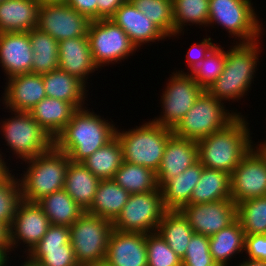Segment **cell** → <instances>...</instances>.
Instances as JSON below:
<instances>
[{"mask_svg": "<svg viewBox=\"0 0 266 266\" xmlns=\"http://www.w3.org/2000/svg\"><path fill=\"white\" fill-rule=\"evenodd\" d=\"M9 256H7L1 249H0V266H8L9 263Z\"/></svg>", "mask_w": 266, "mask_h": 266, "instance_id": "54", "label": "cell"}, {"mask_svg": "<svg viewBox=\"0 0 266 266\" xmlns=\"http://www.w3.org/2000/svg\"><path fill=\"white\" fill-rule=\"evenodd\" d=\"M230 193L236 205L248 199L266 196V160L254 146L230 175Z\"/></svg>", "mask_w": 266, "mask_h": 266, "instance_id": "13", "label": "cell"}, {"mask_svg": "<svg viewBox=\"0 0 266 266\" xmlns=\"http://www.w3.org/2000/svg\"><path fill=\"white\" fill-rule=\"evenodd\" d=\"M70 243L79 265L105 260L112 222L86 211L69 227Z\"/></svg>", "mask_w": 266, "mask_h": 266, "instance_id": "10", "label": "cell"}, {"mask_svg": "<svg viewBox=\"0 0 266 266\" xmlns=\"http://www.w3.org/2000/svg\"><path fill=\"white\" fill-rule=\"evenodd\" d=\"M173 18V37L181 33L184 35V26H190L191 23L207 27L209 0H173Z\"/></svg>", "mask_w": 266, "mask_h": 266, "instance_id": "37", "label": "cell"}, {"mask_svg": "<svg viewBox=\"0 0 266 266\" xmlns=\"http://www.w3.org/2000/svg\"><path fill=\"white\" fill-rule=\"evenodd\" d=\"M231 199L230 174L203 167L200 180L192 191L190 204Z\"/></svg>", "mask_w": 266, "mask_h": 266, "instance_id": "31", "label": "cell"}, {"mask_svg": "<svg viewBox=\"0 0 266 266\" xmlns=\"http://www.w3.org/2000/svg\"><path fill=\"white\" fill-rule=\"evenodd\" d=\"M105 261L109 266H147L146 234L113 229Z\"/></svg>", "mask_w": 266, "mask_h": 266, "instance_id": "19", "label": "cell"}, {"mask_svg": "<svg viewBox=\"0 0 266 266\" xmlns=\"http://www.w3.org/2000/svg\"><path fill=\"white\" fill-rule=\"evenodd\" d=\"M244 252L249 260L266 261V234L245 235Z\"/></svg>", "mask_w": 266, "mask_h": 266, "instance_id": "44", "label": "cell"}, {"mask_svg": "<svg viewBox=\"0 0 266 266\" xmlns=\"http://www.w3.org/2000/svg\"><path fill=\"white\" fill-rule=\"evenodd\" d=\"M27 258L24 263L21 264V266H42L39 262L33 260L30 256L26 254Z\"/></svg>", "mask_w": 266, "mask_h": 266, "instance_id": "52", "label": "cell"}, {"mask_svg": "<svg viewBox=\"0 0 266 266\" xmlns=\"http://www.w3.org/2000/svg\"><path fill=\"white\" fill-rule=\"evenodd\" d=\"M87 38L98 69L107 64L121 62L137 50L127 33L111 19L91 21Z\"/></svg>", "mask_w": 266, "mask_h": 266, "instance_id": "11", "label": "cell"}, {"mask_svg": "<svg viewBox=\"0 0 266 266\" xmlns=\"http://www.w3.org/2000/svg\"><path fill=\"white\" fill-rule=\"evenodd\" d=\"M77 110L72 103L52 97H45L29 113L55 139Z\"/></svg>", "mask_w": 266, "mask_h": 266, "instance_id": "26", "label": "cell"}, {"mask_svg": "<svg viewBox=\"0 0 266 266\" xmlns=\"http://www.w3.org/2000/svg\"><path fill=\"white\" fill-rule=\"evenodd\" d=\"M202 169V164L197 161L161 187L163 203L167 210H180L190 204L192 191L200 180Z\"/></svg>", "mask_w": 266, "mask_h": 266, "instance_id": "27", "label": "cell"}, {"mask_svg": "<svg viewBox=\"0 0 266 266\" xmlns=\"http://www.w3.org/2000/svg\"><path fill=\"white\" fill-rule=\"evenodd\" d=\"M146 248L147 266H182V260L157 231L146 234Z\"/></svg>", "mask_w": 266, "mask_h": 266, "instance_id": "42", "label": "cell"}, {"mask_svg": "<svg viewBox=\"0 0 266 266\" xmlns=\"http://www.w3.org/2000/svg\"><path fill=\"white\" fill-rule=\"evenodd\" d=\"M157 232L180 259L185 255L194 230L179 210H168L160 221Z\"/></svg>", "mask_w": 266, "mask_h": 266, "instance_id": "32", "label": "cell"}, {"mask_svg": "<svg viewBox=\"0 0 266 266\" xmlns=\"http://www.w3.org/2000/svg\"><path fill=\"white\" fill-rule=\"evenodd\" d=\"M109 19L127 33L131 42L137 49L143 44L168 38V36L139 11L130 0H126Z\"/></svg>", "mask_w": 266, "mask_h": 266, "instance_id": "20", "label": "cell"}, {"mask_svg": "<svg viewBox=\"0 0 266 266\" xmlns=\"http://www.w3.org/2000/svg\"><path fill=\"white\" fill-rule=\"evenodd\" d=\"M226 50V62L222 74L206 90L220 101L239 100L245 96L257 71L260 41L239 43L235 41Z\"/></svg>", "mask_w": 266, "mask_h": 266, "instance_id": "3", "label": "cell"}, {"mask_svg": "<svg viewBox=\"0 0 266 266\" xmlns=\"http://www.w3.org/2000/svg\"><path fill=\"white\" fill-rule=\"evenodd\" d=\"M40 5L43 4H66L68 0H37Z\"/></svg>", "mask_w": 266, "mask_h": 266, "instance_id": "53", "label": "cell"}, {"mask_svg": "<svg viewBox=\"0 0 266 266\" xmlns=\"http://www.w3.org/2000/svg\"><path fill=\"white\" fill-rule=\"evenodd\" d=\"M182 260V266H210L215 263L210 253L209 236L194 233Z\"/></svg>", "mask_w": 266, "mask_h": 266, "instance_id": "43", "label": "cell"}, {"mask_svg": "<svg viewBox=\"0 0 266 266\" xmlns=\"http://www.w3.org/2000/svg\"><path fill=\"white\" fill-rule=\"evenodd\" d=\"M67 5L75 9L90 21L98 20V6L96 0H68Z\"/></svg>", "mask_w": 266, "mask_h": 266, "instance_id": "46", "label": "cell"}, {"mask_svg": "<svg viewBox=\"0 0 266 266\" xmlns=\"http://www.w3.org/2000/svg\"><path fill=\"white\" fill-rule=\"evenodd\" d=\"M194 230L212 236L237 219V205L232 199L199 204H187L179 210Z\"/></svg>", "mask_w": 266, "mask_h": 266, "instance_id": "15", "label": "cell"}, {"mask_svg": "<svg viewBox=\"0 0 266 266\" xmlns=\"http://www.w3.org/2000/svg\"><path fill=\"white\" fill-rule=\"evenodd\" d=\"M226 105L204 90L179 124L173 134L193 141H199L213 132L225 128L240 112L225 109ZM233 111V112H232Z\"/></svg>", "mask_w": 266, "mask_h": 266, "instance_id": "6", "label": "cell"}, {"mask_svg": "<svg viewBox=\"0 0 266 266\" xmlns=\"http://www.w3.org/2000/svg\"><path fill=\"white\" fill-rule=\"evenodd\" d=\"M251 1L209 0L207 26H212V24L221 25L229 35L238 39L239 43L261 40L260 37L264 35L262 34L264 28H262V23L259 22V17L254 11Z\"/></svg>", "mask_w": 266, "mask_h": 266, "instance_id": "7", "label": "cell"}, {"mask_svg": "<svg viewBox=\"0 0 266 266\" xmlns=\"http://www.w3.org/2000/svg\"><path fill=\"white\" fill-rule=\"evenodd\" d=\"M15 174L8 173L0 180V223L9 229L13 223L19 204L23 201L21 184Z\"/></svg>", "mask_w": 266, "mask_h": 266, "instance_id": "41", "label": "cell"}, {"mask_svg": "<svg viewBox=\"0 0 266 266\" xmlns=\"http://www.w3.org/2000/svg\"><path fill=\"white\" fill-rule=\"evenodd\" d=\"M2 154L0 153V180L3 179L9 172L13 170H9V167L6 166L7 162L4 161L5 158H2Z\"/></svg>", "mask_w": 266, "mask_h": 266, "instance_id": "49", "label": "cell"}, {"mask_svg": "<svg viewBox=\"0 0 266 266\" xmlns=\"http://www.w3.org/2000/svg\"><path fill=\"white\" fill-rule=\"evenodd\" d=\"M28 256L42 266H79L70 243V228L64 225L51 224Z\"/></svg>", "mask_w": 266, "mask_h": 266, "instance_id": "17", "label": "cell"}, {"mask_svg": "<svg viewBox=\"0 0 266 266\" xmlns=\"http://www.w3.org/2000/svg\"><path fill=\"white\" fill-rule=\"evenodd\" d=\"M173 135V130L163 127L152 121L129 131L116 129L123 151V161L144 166L157 172L168 139Z\"/></svg>", "mask_w": 266, "mask_h": 266, "instance_id": "5", "label": "cell"}, {"mask_svg": "<svg viewBox=\"0 0 266 266\" xmlns=\"http://www.w3.org/2000/svg\"><path fill=\"white\" fill-rule=\"evenodd\" d=\"M223 48L216 44L206 57L189 71L190 73L187 72L203 90H207L224 70L226 51Z\"/></svg>", "mask_w": 266, "mask_h": 266, "instance_id": "39", "label": "cell"}, {"mask_svg": "<svg viewBox=\"0 0 266 266\" xmlns=\"http://www.w3.org/2000/svg\"><path fill=\"white\" fill-rule=\"evenodd\" d=\"M130 194L158 190L156 172L144 166L123 162L112 178Z\"/></svg>", "mask_w": 266, "mask_h": 266, "instance_id": "36", "label": "cell"}, {"mask_svg": "<svg viewBox=\"0 0 266 266\" xmlns=\"http://www.w3.org/2000/svg\"><path fill=\"white\" fill-rule=\"evenodd\" d=\"M130 193L113 179L100 180L87 213L113 222L127 203Z\"/></svg>", "mask_w": 266, "mask_h": 266, "instance_id": "28", "label": "cell"}, {"mask_svg": "<svg viewBox=\"0 0 266 266\" xmlns=\"http://www.w3.org/2000/svg\"><path fill=\"white\" fill-rule=\"evenodd\" d=\"M50 225L48 217L37 203L22 201L10 227L11 249L15 251L14 248L23 242L22 244H27L23 252L28 255L46 234Z\"/></svg>", "mask_w": 266, "mask_h": 266, "instance_id": "16", "label": "cell"}, {"mask_svg": "<svg viewBox=\"0 0 266 266\" xmlns=\"http://www.w3.org/2000/svg\"><path fill=\"white\" fill-rule=\"evenodd\" d=\"M210 266H225V265H222V264H219V263H214L213 265H210Z\"/></svg>", "mask_w": 266, "mask_h": 266, "instance_id": "56", "label": "cell"}, {"mask_svg": "<svg viewBox=\"0 0 266 266\" xmlns=\"http://www.w3.org/2000/svg\"><path fill=\"white\" fill-rule=\"evenodd\" d=\"M99 181L81 162L70 160L63 189L87 211L93 203Z\"/></svg>", "mask_w": 266, "mask_h": 266, "instance_id": "29", "label": "cell"}, {"mask_svg": "<svg viewBox=\"0 0 266 266\" xmlns=\"http://www.w3.org/2000/svg\"><path fill=\"white\" fill-rule=\"evenodd\" d=\"M40 3L37 0L0 2V33L29 32L38 26Z\"/></svg>", "mask_w": 266, "mask_h": 266, "instance_id": "24", "label": "cell"}, {"mask_svg": "<svg viewBox=\"0 0 266 266\" xmlns=\"http://www.w3.org/2000/svg\"><path fill=\"white\" fill-rule=\"evenodd\" d=\"M237 219L245 235L266 234V196L237 204Z\"/></svg>", "mask_w": 266, "mask_h": 266, "instance_id": "38", "label": "cell"}, {"mask_svg": "<svg viewBox=\"0 0 266 266\" xmlns=\"http://www.w3.org/2000/svg\"><path fill=\"white\" fill-rule=\"evenodd\" d=\"M79 266H109V264L105 260H103L99 262L85 263Z\"/></svg>", "mask_w": 266, "mask_h": 266, "instance_id": "55", "label": "cell"}, {"mask_svg": "<svg viewBox=\"0 0 266 266\" xmlns=\"http://www.w3.org/2000/svg\"><path fill=\"white\" fill-rule=\"evenodd\" d=\"M211 40L213 39L210 36L208 38H203L200 43H194L192 47L189 48L186 54V61L190 67L188 70H191L197 64H199L210 52V50L216 45Z\"/></svg>", "mask_w": 266, "mask_h": 266, "instance_id": "45", "label": "cell"}, {"mask_svg": "<svg viewBox=\"0 0 266 266\" xmlns=\"http://www.w3.org/2000/svg\"><path fill=\"white\" fill-rule=\"evenodd\" d=\"M168 210L163 203L161 188L131 194L120 214L112 222L113 229L120 232L151 233Z\"/></svg>", "mask_w": 266, "mask_h": 266, "instance_id": "9", "label": "cell"}, {"mask_svg": "<svg viewBox=\"0 0 266 266\" xmlns=\"http://www.w3.org/2000/svg\"><path fill=\"white\" fill-rule=\"evenodd\" d=\"M169 78L160 100L163 115L151 121L173 130L204 90L182 70H176Z\"/></svg>", "mask_w": 266, "mask_h": 266, "instance_id": "12", "label": "cell"}, {"mask_svg": "<svg viewBox=\"0 0 266 266\" xmlns=\"http://www.w3.org/2000/svg\"><path fill=\"white\" fill-rule=\"evenodd\" d=\"M168 37L174 35L173 0H130Z\"/></svg>", "mask_w": 266, "mask_h": 266, "instance_id": "40", "label": "cell"}, {"mask_svg": "<svg viewBox=\"0 0 266 266\" xmlns=\"http://www.w3.org/2000/svg\"><path fill=\"white\" fill-rule=\"evenodd\" d=\"M10 112L14 116L0 122V132L15 157L25 161L47 152L54 146V139L29 112Z\"/></svg>", "mask_w": 266, "mask_h": 266, "instance_id": "8", "label": "cell"}, {"mask_svg": "<svg viewBox=\"0 0 266 266\" xmlns=\"http://www.w3.org/2000/svg\"><path fill=\"white\" fill-rule=\"evenodd\" d=\"M0 249L7 256L10 255L12 252L10 246V229L3 223H0Z\"/></svg>", "mask_w": 266, "mask_h": 266, "instance_id": "48", "label": "cell"}, {"mask_svg": "<svg viewBox=\"0 0 266 266\" xmlns=\"http://www.w3.org/2000/svg\"><path fill=\"white\" fill-rule=\"evenodd\" d=\"M246 120L243 115H238L225 128L197 141L198 161L203 167L232 174L253 147Z\"/></svg>", "mask_w": 266, "mask_h": 266, "instance_id": "2", "label": "cell"}, {"mask_svg": "<svg viewBox=\"0 0 266 266\" xmlns=\"http://www.w3.org/2000/svg\"><path fill=\"white\" fill-rule=\"evenodd\" d=\"M260 154L261 156L266 160V140L263 142H260V144H257L254 147Z\"/></svg>", "mask_w": 266, "mask_h": 266, "instance_id": "51", "label": "cell"}, {"mask_svg": "<svg viewBox=\"0 0 266 266\" xmlns=\"http://www.w3.org/2000/svg\"><path fill=\"white\" fill-rule=\"evenodd\" d=\"M37 204L52 225L70 227L85 212L64 189L43 197Z\"/></svg>", "mask_w": 266, "mask_h": 266, "instance_id": "33", "label": "cell"}, {"mask_svg": "<svg viewBox=\"0 0 266 266\" xmlns=\"http://www.w3.org/2000/svg\"><path fill=\"white\" fill-rule=\"evenodd\" d=\"M59 69L74 75L86 84L90 73L98 70L90 51L87 35L59 41Z\"/></svg>", "mask_w": 266, "mask_h": 266, "instance_id": "23", "label": "cell"}, {"mask_svg": "<svg viewBox=\"0 0 266 266\" xmlns=\"http://www.w3.org/2000/svg\"><path fill=\"white\" fill-rule=\"evenodd\" d=\"M236 266H266V261H257V260H249L245 259L242 261V263H239Z\"/></svg>", "mask_w": 266, "mask_h": 266, "instance_id": "50", "label": "cell"}, {"mask_svg": "<svg viewBox=\"0 0 266 266\" xmlns=\"http://www.w3.org/2000/svg\"><path fill=\"white\" fill-rule=\"evenodd\" d=\"M42 76L47 97L72 103L77 109L84 108L85 98H88L84 81L60 69L44 73Z\"/></svg>", "mask_w": 266, "mask_h": 266, "instance_id": "25", "label": "cell"}, {"mask_svg": "<svg viewBox=\"0 0 266 266\" xmlns=\"http://www.w3.org/2000/svg\"><path fill=\"white\" fill-rule=\"evenodd\" d=\"M2 104L9 111L29 112L46 96L42 74L25 73L6 80Z\"/></svg>", "mask_w": 266, "mask_h": 266, "instance_id": "18", "label": "cell"}, {"mask_svg": "<svg viewBox=\"0 0 266 266\" xmlns=\"http://www.w3.org/2000/svg\"><path fill=\"white\" fill-rule=\"evenodd\" d=\"M198 161L197 142L172 135L165 146L158 171L157 183L161 188L169 179L181 174Z\"/></svg>", "mask_w": 266, "mask_h": 266, "instance_id": "22", "label": "cell"}, {"mask_svg": "<svg viewBox=\"0 0 266 266\" xmlns=\"http://www.w3.org/2000/svg\"><path fill=\"white\" fill-rule=\"evenodd\" d=\"M245 232L238 219L209 236L210 253L215 263L229 266L231 258L244 251Z\"/></svg>", "mask_w": 266, "mask_h": 266, "instance_id": "30", "label": "cell"}, {"mask_svg": "<svg viewBox=\"0 0 266 266\" xmlns=\"http://www.w3.org/2000/svg\"><path fill=\"white\" fill-rule=\"evenodd\" d=\"M32 57L29 32L0 33V64L5 79L31 73Z\"/></svg>", "mask_w": 266, "mask_h": 266, "instance_id": "21", "label": "cell"}, {"mask_svg": "<svg viewBox=\"0 0 266 266\" xmlns=\"http://www.w3.org/2000/svg\"><path fill=\"white\" fill-rule=\"evenodd\" d=\"M122 146L115 136L81 163L99 180L112 179L123 163Z\"/></svg>", "mask_w": 266, "mask_h": 266, "instance_id": "35", "label": "cell"}, {"mask_svg": "<svg viewBox=\"0 0 266 266\" xmlns=\"http://www.w3.org/2000/svg\"><path fill=\"white\" fill-rule=\"evenodd\" d=\"M32 46L31 73L44 74L59 69V42L38 28L29 31Z\"/></svg>", "mask_w": 266, "mask_h": 266, "instance_id": "34", "label": "cell"}, {"mask_svg": "<svg viewBox=\"0 0 266 266\" xmlns=\"http://www.w3.org/2000/svg\"><path fill=\"white\" fill-rule=\"evenodd\" d=\"M90 20L67 4H43L39 8L37 28L58 42L64 39L84 37Z\"/></svg>", "mask_w": 266, "mask_h": 266, "instance_id": "14", "label": "cell"}, {"mask_svg": "<svg viewBox=\"0 0 266 266\" xmlns=\"http://www.w3.org/2000/svg\"><path fill=\"white\" fill-rule=\"evenodd\" d=\"M24 162L28 168L19 178L23 201L37 203L43 197L64 188L70 158L55 146Z\"/></svg>", "mask_w": 266, "mask_h": 266, "instance_id": "4", "label": "cell"}, {"mask_svg": "<svg viewBox=\"0 0 266 266\" xmlns=\"http://www.w3.org/2000/svg\"><path fill=\"white\" fill-rule=\"evenodd\" d=\"M89 110L86 106L78 109L54 139V146L73 162H82L110 142L116 134L117 128L112 122Z\"/></svg>", "mask_w": 266, "mask_h": 266, "instance_id": "1", "label": "cell"}, {"mask_svg": "<svg viewBox=\"0 0 266 266\" xmlns=\"http://www.w3.org/2000/svg\"><path fill=\"white\" fill-rule=\"evenodd\" d=\"M98 20L109 19L126 0H96Z\"/></svg>", "mask_w": 266, "mask_h": 266, "instance_id": "47", "label": "cell"}]
</instances>
